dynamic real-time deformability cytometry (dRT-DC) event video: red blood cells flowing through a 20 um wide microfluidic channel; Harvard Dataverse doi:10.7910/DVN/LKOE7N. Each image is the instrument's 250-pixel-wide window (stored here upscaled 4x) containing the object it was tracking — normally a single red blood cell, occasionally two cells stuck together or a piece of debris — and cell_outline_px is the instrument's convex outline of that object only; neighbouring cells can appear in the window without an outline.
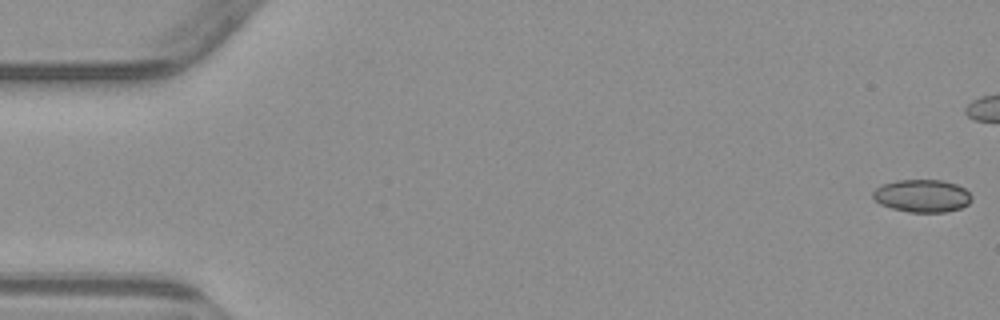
{"species": "common noctule bat (a hibernating species)", "species_latin": "Nyctalus noctula", "temperature_condition": "warm", "stored_images_in_passage": 6, "segment_of_instrument_passage": [2, 2], "camera_frame_rate_fps": 3000, "um_per_image_px": 0.085, "animal": {"sex": "male", "body_mass_g": 23.1, "forearm_length_mm": 52.7}, "frame": {"image": 1, "passage_image": 6, "time_ms": 6.0, "image_size_px": [1000, 320], "cell_outline_px": [[972, 200], [968, 204], [960, 208], [944, 212], [908, 212], [892, 208], [880, 204], [872, 196], [872, 192], [880, 184], [896, 180], [944, 180], [956, 184], [964, 188], [972, 196]], "centroid_in_image_um": [78.37, 16.64], "position_along_channel_um": 6.6, "area_um2": 18.9}}